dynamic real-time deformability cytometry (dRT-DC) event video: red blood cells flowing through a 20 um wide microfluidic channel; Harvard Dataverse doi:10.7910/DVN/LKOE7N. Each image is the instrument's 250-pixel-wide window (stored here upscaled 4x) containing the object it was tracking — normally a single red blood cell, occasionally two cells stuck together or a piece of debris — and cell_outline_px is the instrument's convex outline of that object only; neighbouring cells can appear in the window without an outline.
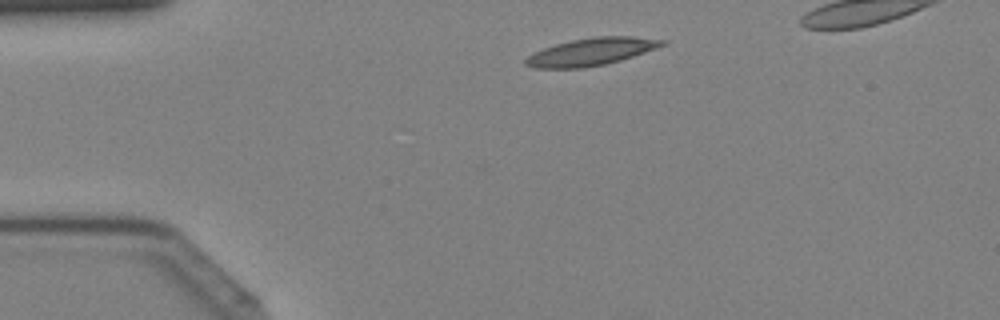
{"species": "Egyptian fruit bat (a non-hibernating species)", "species_latin": "Rousettus aegyptiacus", "temperature_condition": "cold", "stored_images_in_passage": 34, "camera_frame_rate_fps": 3000, "um_per_image_px": 0.085, "animal": {"sex": "female"}, "frame": {"image": 1, "passage_image": 4, "time_ms": 1.0, "image_size_px": [1000, 320], "cell_outline_px": [[668, 44], [620, 60], [604, 64], [584, 68], [532, 68], [524, 64], [524, 60], [528, 56], [544, 48], [556, 44], [572, 40], [592, 36], [632, 36], [668, 40]], "centroid_in_image_um": [50.27, 4.39], "position_along_channel_um": 34.7, "area_um2": 21.79}}
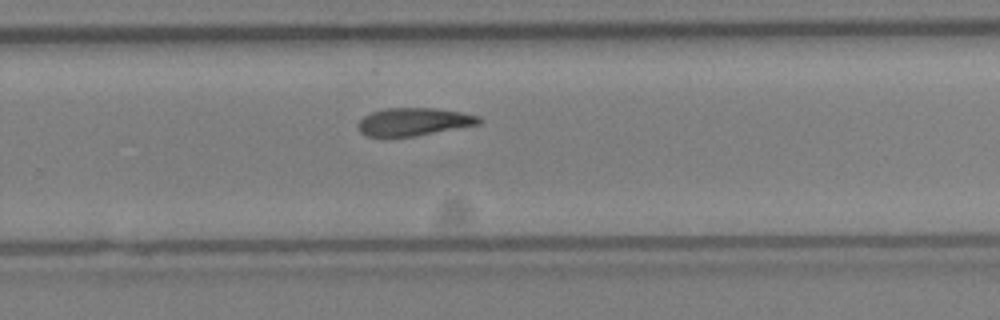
{"frame": {"image": 2, "passage_image": 23, "time_ms": 7.333, "image_size_px": [1000, 320], "cell_outline_px": [[484, 120], [480, 124], [412, 136], [368, 136], [360, 132], [356, 124], [364, 116], [372, 112], [384, 108], [436, 108], [460, 112], [480, 116]], "centroid_in_image_um": [35.18, 10.33], "position_along_channel_um": 294.6, "area_um2": 19.48}}
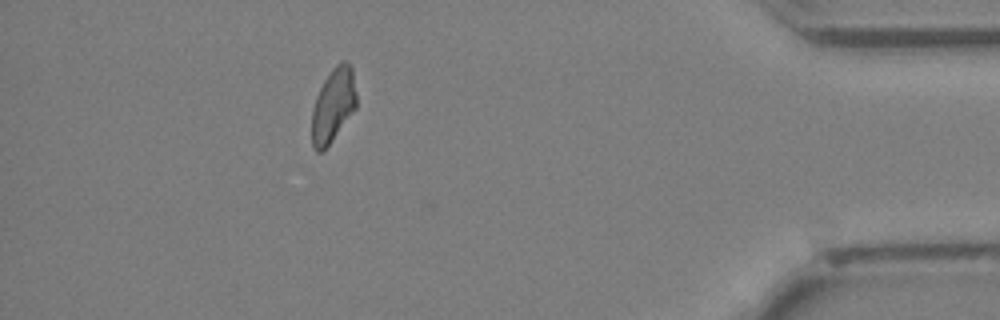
{"frame": {"image": 3, "passage_image": 33, "time_ms": 10.667, "image_size_px": [1000, 320], "cell_outline_px": [[356, 108], [324, 152], [316, 152], [312, 148], [312, 108], [316, 96], [324, 80], [332, 68], [340, 60], [344, 60], [352, 68], [356, 92]], "centroid_in_image_um": [28.31, 8.97], "position_along_channel_um": 406.9, "area_um2": 19.42}}